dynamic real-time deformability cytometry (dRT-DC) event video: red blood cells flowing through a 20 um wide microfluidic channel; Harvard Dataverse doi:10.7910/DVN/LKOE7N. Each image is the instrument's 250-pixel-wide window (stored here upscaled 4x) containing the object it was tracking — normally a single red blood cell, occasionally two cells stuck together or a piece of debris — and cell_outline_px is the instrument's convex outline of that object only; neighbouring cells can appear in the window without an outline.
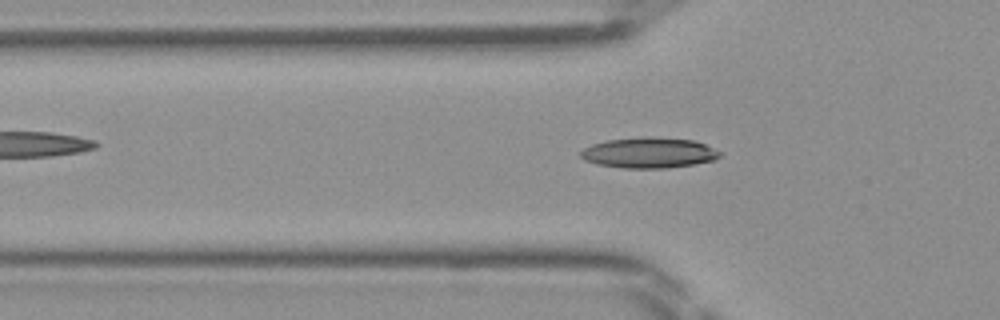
{"species": "Egyptian fruit bat (a non-hibernating species)", "species_latin": "Rousettus aegyptiacus", "temperature_condition": "room temperature", "stored_images_in_passage": 34, "camera_frame_rate_fps": 3000, "um_per_image_px": 0.085, "frame": {"image": 1, "passage_image": 2, "time_ms": 0.333, "image_size_px": [1000, 320], "cell_outline_px": [[724, 152], [716, 160], [692, 164], [664, 168], [624, 168], [596, 164], [584, 160], [580, 156], [580, 152], [584, 148], [592, 144], [608, 140], [644, 136], [652, 136], [692, 140], [704, 144]], "centroid_in_image_um": [55.17, 12.98], "position_along_channel_um": 70.6, "area_um2": 24.91}}
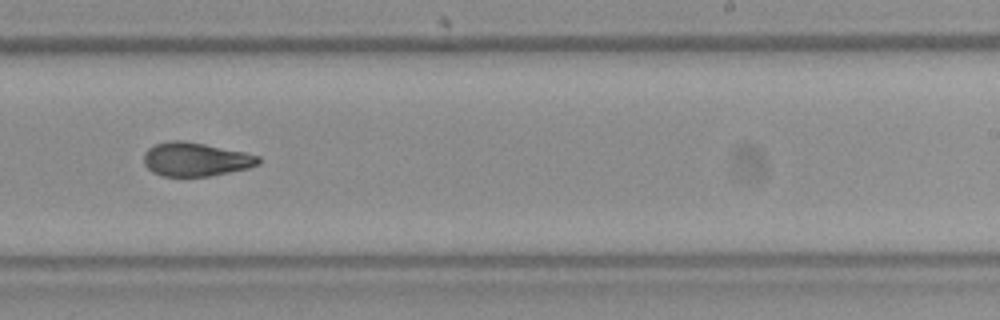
{"frame": {"image": 2, "passage_image": 16, "time_ms": 5.0, "image_size_px": [1000, 320], "cell_outline_px": [[260, 164], [248, 168], [212, 176], [160, 176], [152, 172], [144, 164], [144, 152], [148, 148], [156, 144], [168, 140], [184, 140], [244, 152], [260, 156]], "centroid_in_image_um": [16.62, 13.54], "position_along_channel_um": 272.4, "area_um2": 22.66}}
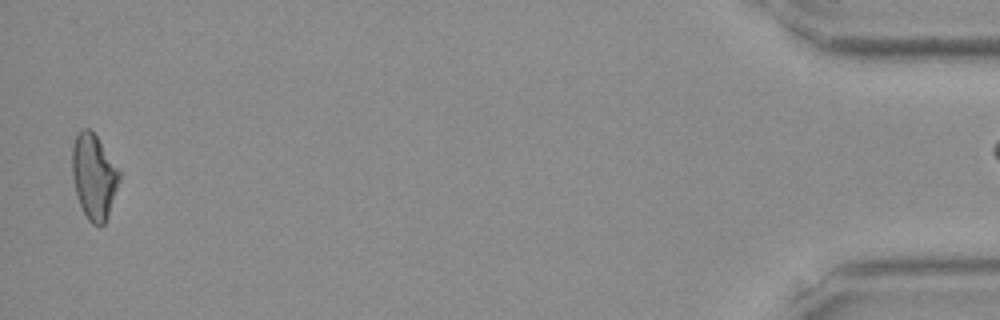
{"frame": {"image": 3, "passage_image": 33, "time_ms": 10.667, "image_size_px": [1000, 320], "cell_outline_px": [[120, 180], [108, 216], [104, 224], [100, 228], [92, 224], [88, 220], [80, 204], [76, 192], [72, 176], [72, 148], [76, 136], [80, 128], [88, 128], [96, 136], [120, 172]], "centroid_in_image_um": [7.97, 15.03], "position_along_channel_um": 427.2, "area_um2": 23.18}}